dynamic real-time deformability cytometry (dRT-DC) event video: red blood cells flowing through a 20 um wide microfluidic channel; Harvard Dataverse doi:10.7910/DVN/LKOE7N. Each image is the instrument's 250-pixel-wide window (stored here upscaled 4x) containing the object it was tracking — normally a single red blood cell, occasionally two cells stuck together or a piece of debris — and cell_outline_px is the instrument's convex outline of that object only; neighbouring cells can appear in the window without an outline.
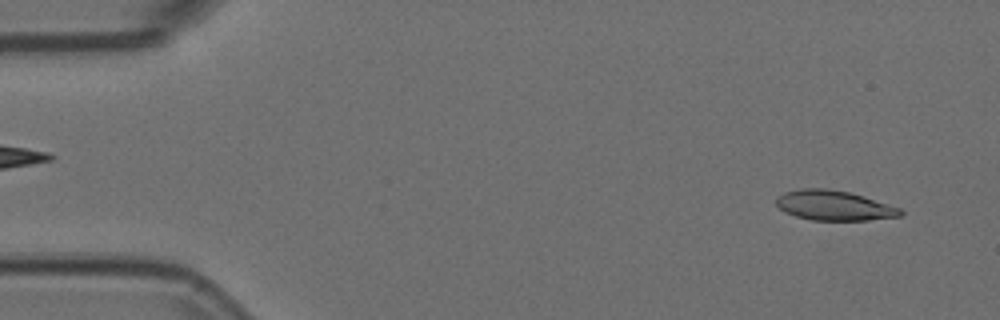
{"species": "Egyptian fruit bat (a non-hibernating species)", "species_latin": "Rousettus aegyptiacus", "temperature_condition": "room temperature", "stored_images_in_passage": 54, "camera_frame_rate_fps": 3000, "um_per_image_px": 0.085, "animal": {"sex": "female"}, "frame": {"image": 1, "passage_image": 3, "time_ms": 0.667, "image_size_px": [1000, 320], "cell_outline_px": [[904, 212], [900, 216], [868, 220], [812, 220], [796, 216], [784, 212], [776, 204], [776, 196], [784, 192], [800, 188], [828, 188], [848, 192], [864, 196], [900, 208]], "centroid_in_image_um": [70.86, 17.46], "position_along_channel_um": 14.1, "area_um2": 21.68}}
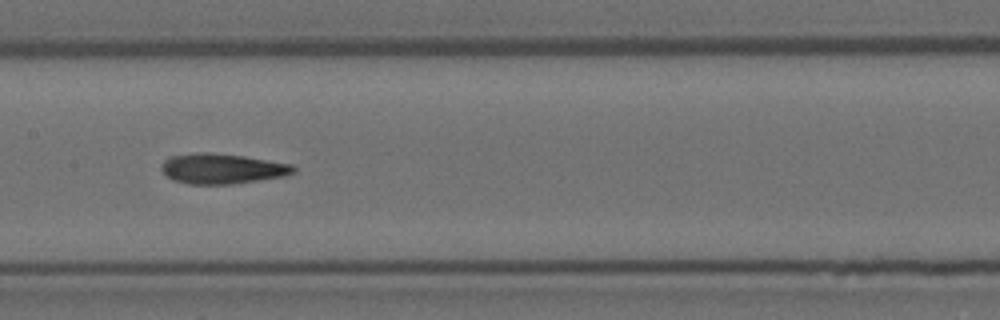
{"frame": {"image": 2, "passage_image": 26, "time_ms": 8.333, "image_size_px": [1000, 320], "cell_outline_px": [[296, 172], [284, 176], [232, 184], [188, 184], [172, 180], [160, 168], [164, 160], [172, 156], [196, 152], [208, 152], [244, 156], [292, 164], [296, 168]], "centroid_in_image_um": [18.88, 14.33], "position_along_channel_um": 188.5, "area_um2": 23.24}}
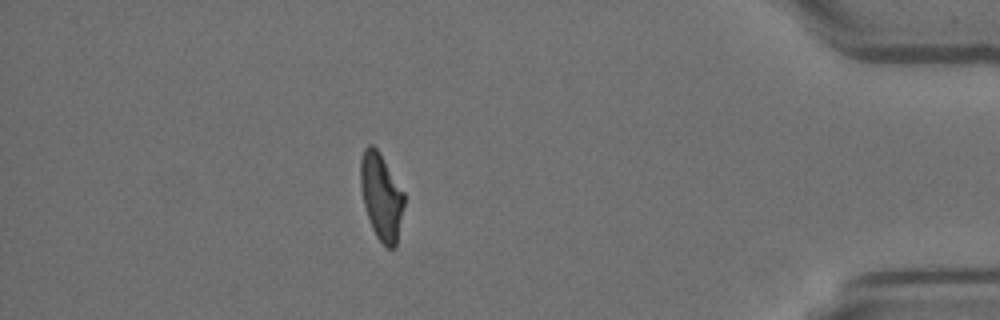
{"frame": {"image": 3, "passage_image": 47, "time_ms": 15.333, "image_size_px": [1000, 320], "cell_outline_px": [[404, 204], [396, 248], [388, 248], [376, 236], [372, 228], [364, 204], [360, 188], [360, 160], [364, 148], [368, 144], [372, 144], [380, 152], [404, 192]], "centroid_in_image_um": [32.4, 16.68], "position_along_channel_um": 402.8, "area_um2": 22.02}, "authors_computed_cell_mechanics": {"area_um2": 22.3397, "velocity_mm_per_s": 3.7227, "shape_relaxation_time_tau1_ms": null, "shape_relaxation_time_tau2_ms": 4.3201, "deformation_change_tau1": null, "deformation_change_tau2": 0.1379}}